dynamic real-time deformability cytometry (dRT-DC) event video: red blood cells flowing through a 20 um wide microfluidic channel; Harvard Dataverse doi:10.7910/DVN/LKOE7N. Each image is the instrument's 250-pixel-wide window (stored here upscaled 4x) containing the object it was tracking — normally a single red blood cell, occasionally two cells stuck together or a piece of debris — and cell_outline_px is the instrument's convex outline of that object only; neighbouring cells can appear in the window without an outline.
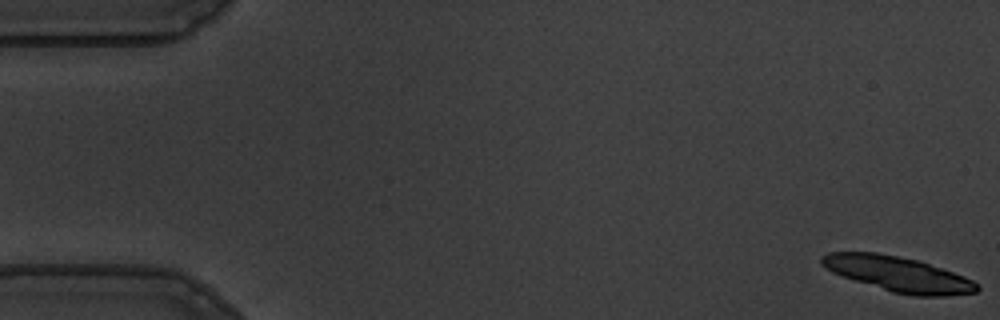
{"species": "common noctule bat (a hibernating species)", "species_latin": "Nyctalus noctula", "temperature_condition": "warm", "stored_images_in_passage": 56, "segment_of_instrument_passage": [1, 2], "camera_frame_rate_fps": 3000, "um_per_image_px": 0.085, "animal": {"sex": "male", "body_mass_g": 19.5, "forearm_length_mm": 54.6}, "frame": {"image": 1, "passage_image": 1, "time_ms": 0.0, "image_size_px": [1000, 320], "cell_outline_px": [[980, 288], [976, 292], [944, 296], [912, 296], [892, 292], [832, 272], [820, 264], [820, 256], [828, 252], [876, 252], [916, 260], [964, 276], [980, 284]], "centroid_in_image_um": [76.33, 23.3], "position_along_channel_um": 8.7, "area_um2": 31.39}}